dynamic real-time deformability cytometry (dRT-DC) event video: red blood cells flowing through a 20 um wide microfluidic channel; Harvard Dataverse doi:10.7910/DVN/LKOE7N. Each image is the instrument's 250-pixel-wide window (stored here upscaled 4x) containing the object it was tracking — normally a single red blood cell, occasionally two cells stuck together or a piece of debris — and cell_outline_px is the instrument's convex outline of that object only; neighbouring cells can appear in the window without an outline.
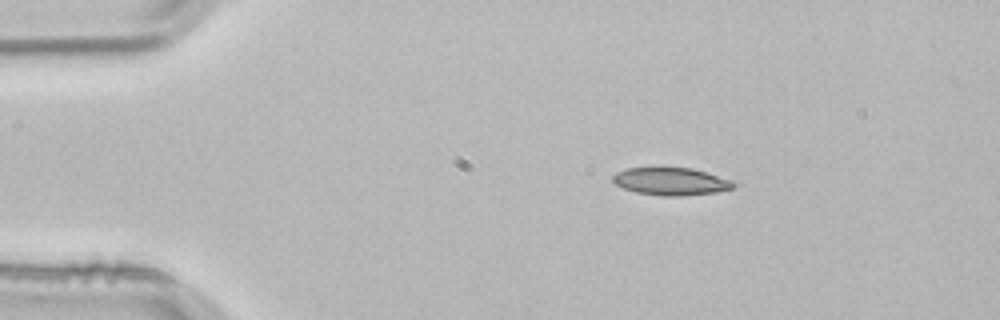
{"species": "common noctule bat (a hibernating species)", "species_latin": "Nyctalus noctula", "temperature_condition": "room temperature", "stored_images_in_passage": 3, "camera_frame_rate_fps": 3000, "um_per_image_px": 0.085, "animal": {"sex": "male", "body_mass_g": 21.5, "forearm_length_mm": 52.0}, "frame": {"image": 1, "passage_image": 2, "time_ms": 0.333, "image_size_px": [1000, 320], "cell_outline_px": [[736, 184], [732, 188], [712, 192], [680, 196], [664, 196], [636, 192], [624, 188], [616, 184], [612, 180], [612, 176], [616, 172], [628, 168], [652, 164], [664, 164], [692, 168], [728, 180]], "centroid_in_image_um": [56.9, 15.35], "position_along_channel_um": 28.1, "area_um2": 19.94}}